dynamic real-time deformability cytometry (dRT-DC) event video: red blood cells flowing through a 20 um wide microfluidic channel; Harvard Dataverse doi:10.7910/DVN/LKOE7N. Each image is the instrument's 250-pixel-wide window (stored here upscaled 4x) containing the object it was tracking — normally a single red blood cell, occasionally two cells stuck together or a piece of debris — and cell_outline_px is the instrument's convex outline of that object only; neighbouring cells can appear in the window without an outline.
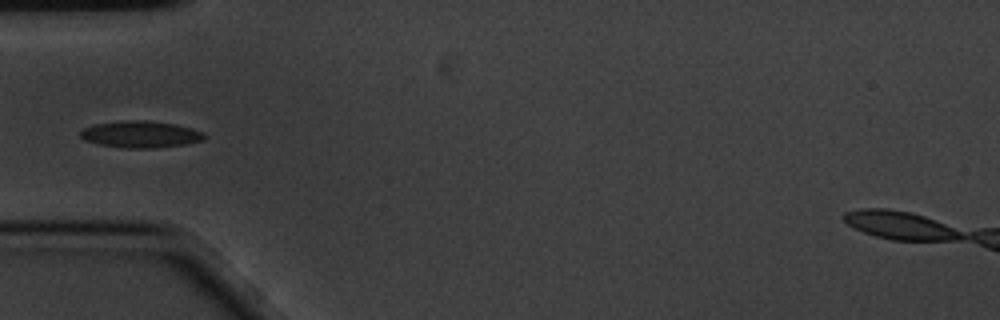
{"species": "common noctule bat (a hibernating species)", "species_latin": "Nyctalus noctula", "temperature_condition": "cold", "stored_images_in_passage": 10, "camera_frame_rate_fps": 3000, "um_per_image_px": 0.085, "animal": {"sex": "male", "body_mass_g": 20.1, "forearm_length_mm": 53.5}, "frame": {"image": 1, "passage_image": 4, "time_ms": 1.0, "image_size_px": [1000, 320], "cell_outline_px": [[204, 140], [184, 144], [156, 148], [124, 148], [100, 144], [84, 140], [80, 136], [80, 132], [84, 128], [92, 124], [120, 120], [152, 120], [176, 124], [192, 128], [204, 132]], "centroid_in_image_um": [11.94, 11.4], "position_along_channel_um": 73.1, "area_um2": 19.54}}
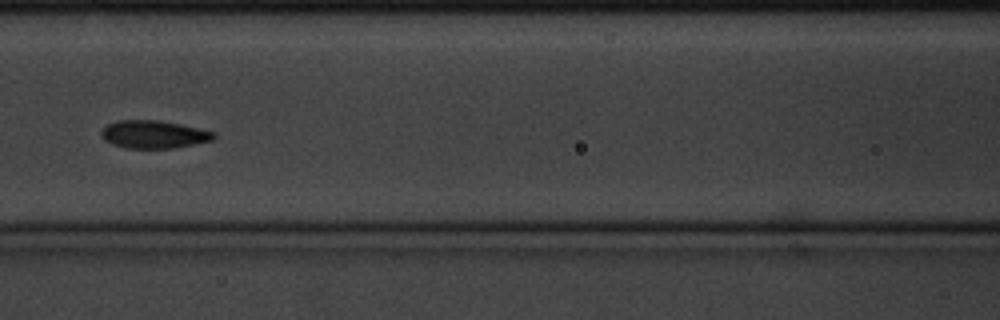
{"frame": {"image": 2, "passage_image": 6, "time_ms": 1.667, "image_size_px": [1000, 320], "cell_outline_px": [[216, 136], [212, 140], [172, 148], [124, 148], [112, 144], [104, 140], [100, 132], [108, 124], [116, 120], [160, 120], [200, 128], [216, 132]], "centroid_in_image_um": [13.06, 11.41], "position_along_channel_um": 153.5, "area_um2": 18.26}}
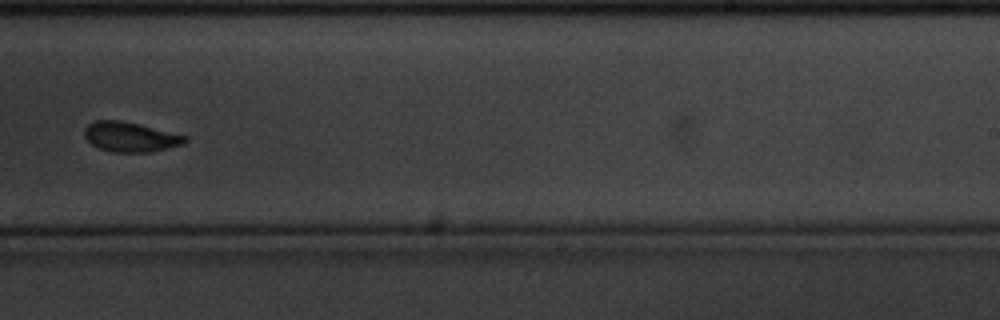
{"frame": {"image": 3, "passage_image": 9, "time_ms": 2.667, "image_size_px": [1000, 320], "cell_outline_px": [[188, 140], [184, 144], [168, 148], [148, 152], [112, 152], [100, 148], [92, 144], [84, 136], [84, 128], [88, 124], [96, 120], [120, 120], [188, 136]], "centroid_in_image_um": [11.08, 11.64], "position_along_channel_um": 277.9, "area_um2": 17.34}}